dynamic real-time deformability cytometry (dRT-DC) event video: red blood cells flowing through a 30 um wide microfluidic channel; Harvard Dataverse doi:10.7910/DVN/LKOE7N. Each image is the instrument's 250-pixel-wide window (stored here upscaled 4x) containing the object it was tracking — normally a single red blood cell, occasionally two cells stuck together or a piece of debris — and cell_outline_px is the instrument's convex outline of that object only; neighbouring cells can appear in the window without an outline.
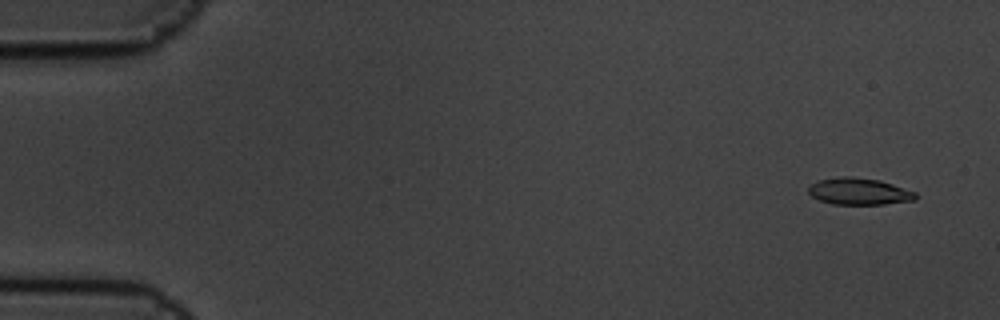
{"species": "common noctule bat (a hibernating species)", "species_latin": "Nyctalus noctula", "temperature_condition": "cold", "stored_images_in_passage": 16, "camera_frame_rate_fps": 3000, "um_per_image_px": 0.085, "animal": {"sex": "male", "body_mass_g": 19.5, "forearm_length_mm": 54.6}, "frame": {"image": 1, "passage_image": 2, "time_ms": 0.333, "image_size_px": [1000, 320], "cell_outline_px": [[916, 200], [884, 204], [832, 204], [820, 200], [812, 196], [808, 192], [808, 188], [816, 180], [844, 176], [852, 176], [880, 180], [916, 192]], "centroid_in_image_um": [73.01, 16.26], "position_along_channel_um": 12.0, "area_um2": 16.7}}
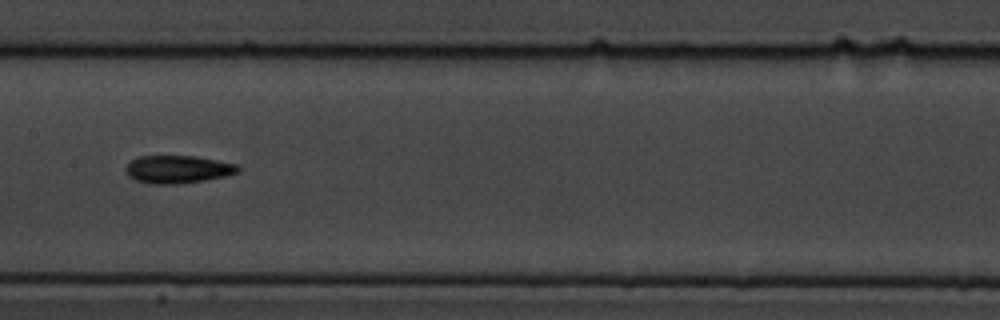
{"frame": {"image": 2, "passage_image": 9, "time_ms": 2.667, "image_size_px": [1000, 320], "cell_outline_px": [[240, 172], [224, 176], [204, 180], [180, 184], [148, 184], [136, 180], [128, 176], [124, 168], [132, 160], [140, 156], [196, 156], [236, 164], [240, 168]], "centroid_in_image_um": [15.1, 14.4], "position_along_channel_um": 192.3, "area_um2": 18.21}}
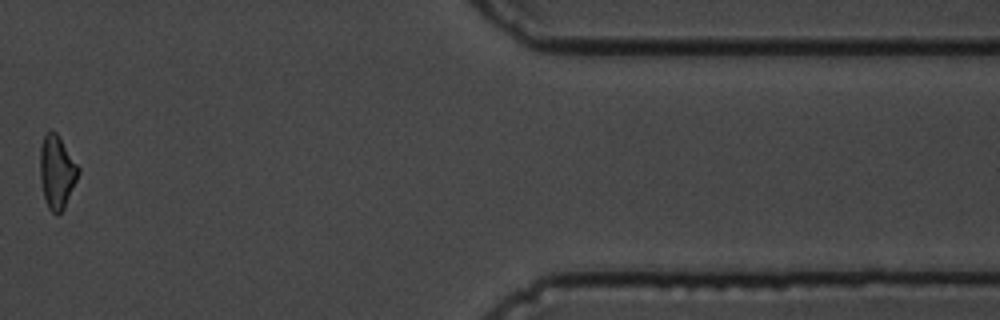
{"frame": {"image": 3, "passage_image": 15, "time_ms": 4.667, "image_size_px": [1000, 320], "cell_outline_px": [[80, 172], [64, 208], [56, 216], [48, 208], [44, 196], [40, 180], [40, 148], [44, 136], [52, 128], [56, 132], [80, 168]], "centroid_in_image_um": [4.83, 14.61], "position_along_channel_um": 406.6, "area_um2": 16.24}}